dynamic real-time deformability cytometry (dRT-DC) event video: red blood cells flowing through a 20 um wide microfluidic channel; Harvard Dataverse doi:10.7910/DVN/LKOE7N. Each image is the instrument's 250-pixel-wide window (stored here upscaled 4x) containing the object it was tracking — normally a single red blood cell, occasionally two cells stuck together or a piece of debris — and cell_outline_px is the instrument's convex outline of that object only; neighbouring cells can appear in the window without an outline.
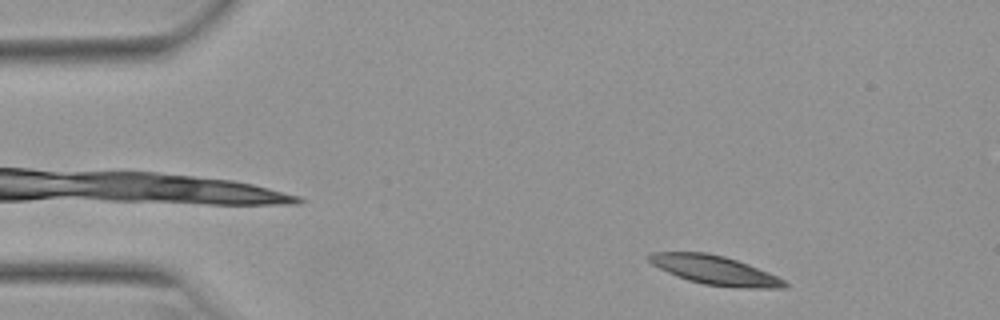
{"species": "Egyptian fruit bat (a non-hibernating species)", "species_latin": "Rousettus aegyptiacus", "temperature_condition": "warm", "stored_images_in_passage": 48, "camera_frame_rate_fps": 3000, "um_per_image_px": 0.085, "animal": {"sex": "female"}, "frame": {"image": 1, "passage_image": 3, "time_ms": 0.667, "image_size_px": [1000, 320], "cell_outline_px": [[788, 288], [744, 288], [704, 284], [688, 280], [676, 276], [652, 264], [644, 256], [652, 252], [708, 252], [724, 256], [748, 264], [768, 272], [784, 280], [788, 284]], "centroid_in_image_um": [60.75, 22.96], "position_along_channel_um": 24.3, "area_um2": 22.89}}
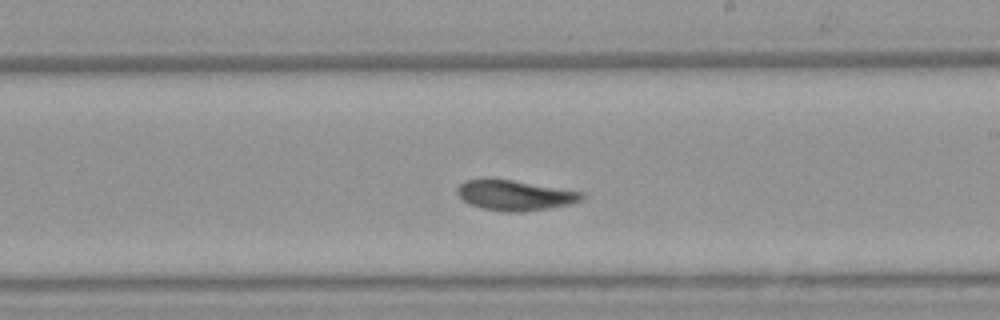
{"frame": {"image": 2, "passage_image": 26, "time_ms": 8.333, "image_size_px": [1000, 320], "cell_outline_px": [[584, 196], [580, 200], [568, 204], [548, 208], [520, 212], [504, 212], [484, 208], [472, 204], [464, 200], [456, 192], [456, 188], [464, 180], [512, 180], [584, 192]], "centroid_in_image_um": [43.77, 16.6], "position_along_channel_um": 245.2, "area_um2": 21.39}}
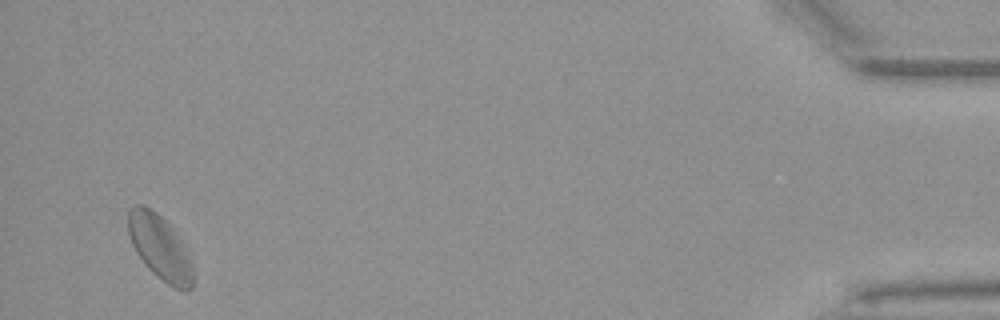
{"frame": {"image": 3, "passage_image": 46, "time_ms": 15.0, "image_size_px": [1000, 320], "cell_outline_px": [[192, 288], [188, 292], [184, 292], [168, 284], [156, 276], [144, 264], [136, 252], [132, 244], [128, 232], [128, 212], [132, 204], [144, 204], [156, 212], [172, 228], [192, 268]], "centroid_in_image_um": [13.52, 21.02], "position_along_channel_um": 421.7, "area_um2": 23.76}, "authors_computed_cell_mechanics": {"area_um2": 22.3975, "velocity_mm_per_s": 3.8725, "shape_relaxation_time_tau1_ms": 3.5074, "shape_relaxation_time_tau2_ms": 2.7939, "deformation_change_tau1": 0.1, "deformation_change_tau2": 0.0818}}